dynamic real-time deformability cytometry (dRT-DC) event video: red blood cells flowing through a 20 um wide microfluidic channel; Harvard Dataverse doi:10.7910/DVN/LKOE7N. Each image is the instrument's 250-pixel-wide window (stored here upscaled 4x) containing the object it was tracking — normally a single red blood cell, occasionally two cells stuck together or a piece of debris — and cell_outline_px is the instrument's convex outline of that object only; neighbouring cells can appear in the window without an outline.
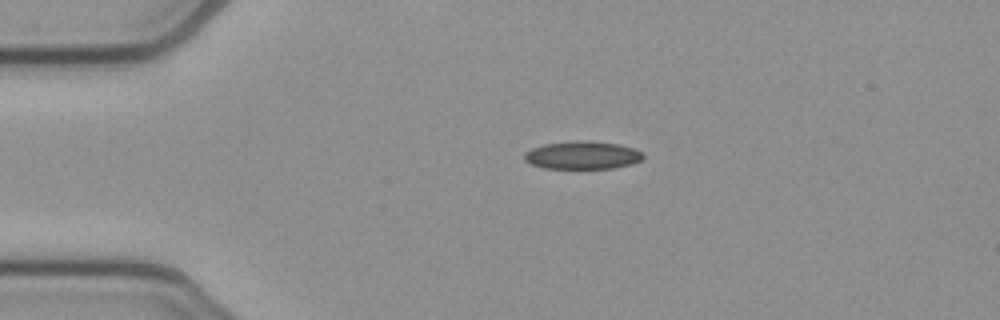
{"species": "common noctule bat (a hibernating species)", "species_latin": "Nyctalus noctula", "temperature_condition": "cold", "stored_images_in_passage": 42, "camera_frame_rate_fps": 3000, "um_per_image_px": 0.085, "animal": {"sex": "female", "body_mass_g": 21.9}, "frame": {"image": 1, "passage_image": 1, "time_ms": 0.0, "image_size_px": [1000, 320], "cell_outline_px": [[644, 156], [640, 160], [632, 164], [612, 168], [544, 168], [532, 164], [524, 160], [524, 152], [532, 148], [544, 144], [576, 140], [588, 140], [620, 144], [636, 148], [644, 152]], "centroid_in_image_um": [49.54, 13.17], "position_along_channel_um": 35.5, "area_um2": 19.54}}
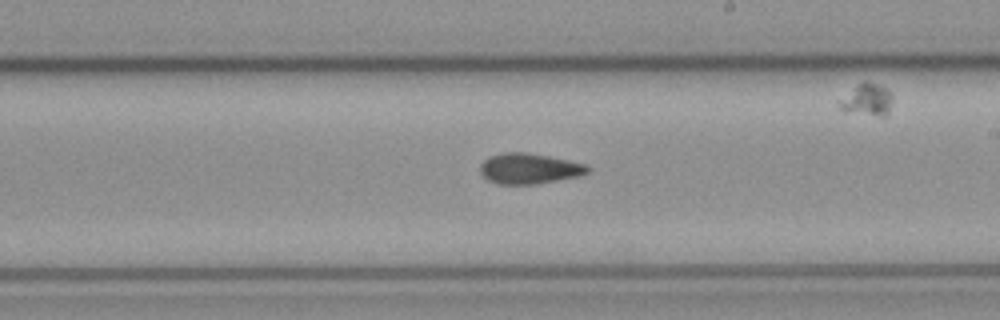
{"frame": {"image": 2, "passage_image": 20, "time_ms": 6.333, "image_size_px": [1000, 320], "cell_outline_px": [[592, 168], [588, 172], [580, 176], [536, 184], [496, 184], [488, 180], [480, 172], [480, 164], [488, 156], [504, 152], [524, 152], [548, 156], [588, 164]], "centroid_in_image_um": [45.0, 14.33], "position_along_channel_um": 244.0, "area_um2": 19.31}}
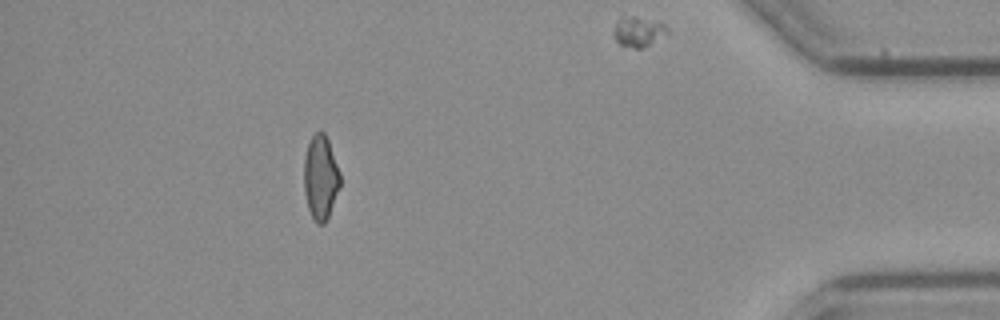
{"frame": {"image": 3, "passage_image": 37, "time_ms": 12.0, "image_size_px": [1000, 320], "cell_outline_px": [[340, 188], [328, 216], [324, 224], [316, 224], [308, 208], [304, 192], [304, 156], [308, 144], [312, 136], [316, 132], [324, 132], [328, 140], [340, 172]], "centroid_in_image_um": [27.25, 15.09], "position_along_channel_um": 408.0, "area_um2": 17.74}, "authors_computed_cell_mechanics": {"area_um2": 19.074, "velocity_mm_per_s": 3.8688, "shape_relaxation_time_tau1_ms": null, "shape_relaxation_time_tau2_ms": 5.7639, "deformation_change_tau1": null, "deformation_change_tau2": 0.1329}}